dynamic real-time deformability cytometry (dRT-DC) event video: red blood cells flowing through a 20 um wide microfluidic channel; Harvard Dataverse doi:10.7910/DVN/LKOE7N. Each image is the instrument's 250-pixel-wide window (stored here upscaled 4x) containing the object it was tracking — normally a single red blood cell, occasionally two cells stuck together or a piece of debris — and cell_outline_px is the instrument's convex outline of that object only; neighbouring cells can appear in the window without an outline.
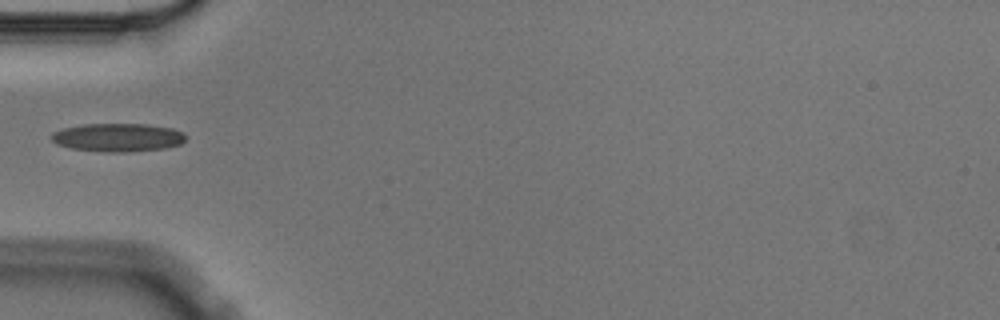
{"species": "Egyptian fruit bat (a non-hibernating species)", "species_latin": "Rousettus aegyptiacus", "temperature_condition": "cold", "stored_images_in_passage": 1, "camera_frame_rate_fps": 3000, "um_per_image_px": 0.085, "animal": {"sex": "male"}, "frame": {"image": 1, "passage_image": 1, "time_ms": 0.0, "image_size_px": [1000, 320], "cell_outline_px": [[188, 136], [180, 144], [164, 148], [124, 152], [108, 152], [72, 148], [56, 144], [52, 140], [52, 132], [64, 128], [84, 124], [148, 124], [172, 128], [184, 132]], "centroid_in_image_um": [10.05, 11.67], "position_along_channel_um": 75.0, "area_um2": 22.08}}